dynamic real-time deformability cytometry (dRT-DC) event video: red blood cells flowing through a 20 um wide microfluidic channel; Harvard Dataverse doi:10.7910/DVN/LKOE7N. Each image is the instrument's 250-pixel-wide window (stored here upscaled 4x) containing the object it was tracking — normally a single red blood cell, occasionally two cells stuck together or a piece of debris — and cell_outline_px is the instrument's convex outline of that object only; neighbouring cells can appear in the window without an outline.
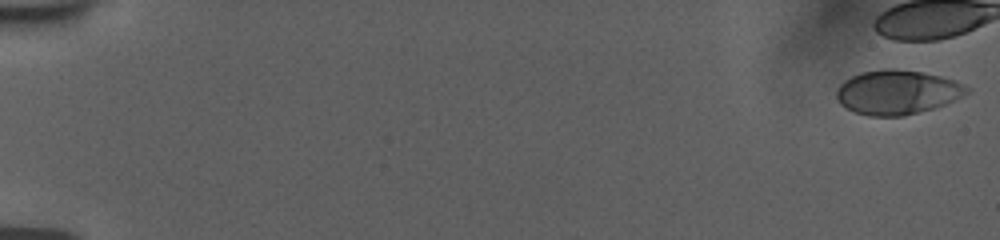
{"species": "human", "species_latin": "Homo sapiens", "temperature_condition": "room temperature", "stored_images_in_passage": 10, "camera_frame_rate_fps": 3000, "um_per_image_px": 0.085, "donor": {"sex": "female"}, "frame": {"image": 1, "passage_image": 1, "time_ms": 0.0, "image_size_px": [1000, 240], "cell_outline_px": [[972, 88], [968, 92], [944, 104], [920, 112], [904, 116], [868, 116], [856, 112], [840, 104], [836, 96], [836, 88], [844, 80], [860, 72], [888, 68], [920, 72], [940, 76], [956, 80]], "centroid_in_image_um": [76.24, 7.83], "position_along_channel_um": 8.8, "area_um2": 33.52}}